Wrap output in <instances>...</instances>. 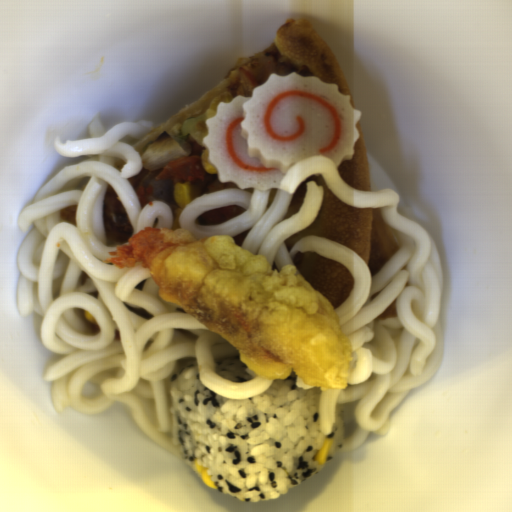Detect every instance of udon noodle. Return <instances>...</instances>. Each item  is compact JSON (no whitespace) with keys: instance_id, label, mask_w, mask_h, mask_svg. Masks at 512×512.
I'll use <instances>...</instances> for the list:
<instances>
[{"instance_id":"udon-noodle-1","label":"udon noodle","mask_w":512,"mask_h":512,"mask_svg":"<svg viewBox=\"0 0 512 512\" xmlns=\"http://www.w3.org/2000/svg\"><path fill=\"white\" fill-rule=\"evenodd\" d=\"M158 125L147 119L106 129L97 116L87 124L88 137L57 136L56 152L85 159L56 172L17 217L24 233L17 253L19 316L40 314L43 346L61 355L44 375L54 410L72 408L87 416L121 401L149 437L182 457L169 410L177 374L196 364L202 385L243 401L266 392L275 379L255 372L233 382L217 375L216 358L240 357L239 350L162 298L144 266L107 263L108 252L117 248L108 244L104 223L110 187L130 220L132 237L145 227L185 229L201 240L230 236L281 272L294 266L299 252H317L346 267L352 289L334 311L352 345L350 378L345 389L319 387L320 430L331 435L342 412L338 453L355 450L370 434H388L390 412L434 378L443 359V266L433 236L400 214L397 191H360L333 160L317 155L290 167L279 188L218 189L176 210L155 197L143 204L129 181L144 167L133 145ZM313 175L322 176L348 205L380 207L400 247L373 278L360 254L330 239L309 236L287 251L283 240L310 227L319 212L324 188L308 182L300 212L285 219L294 191ZM73 204L76 226L59 219L60 210ZM227 205L246 212L214 226L197 225L198 214ZM84 310L96 324L84 318Z\"/></svg>"},{"instance_id":"udon-noodle-2","label":"udon noodle","mask_w":512,"mask_h":512,"mask_svg":"<svg viewBox=\"0 0 512 512\" xmlns=\"http://www.w3.org/2000/svg\"><path fill=\"white\" fill-rule=\"evenodd\" d=\"M107 253L118 268L143 266L161 298L217 333L263 378L349 387L353 345L332 303L296 266L278 271L231 236L200 239L166 226L144 227Z\"/></svg>"},{"instance_id":"udon-noodle-3","label":"udon noodle","mask_w":512,"mask_h":512,"mask_svg":"<svg viewBox=\"0 0 512 512\" xmlns=\"http://www.w3.org/2000/svg\"><path fill=\"white\" fill-rule=\"evenodd\" d=\"M295 384H296V387H298L300 389H303V390H306V391H309L312 388L316 387V386H313L310 383H308L306 380H304L299 375H298V377H297V379L295 381Z\"/></svg>"}]
</instances>
